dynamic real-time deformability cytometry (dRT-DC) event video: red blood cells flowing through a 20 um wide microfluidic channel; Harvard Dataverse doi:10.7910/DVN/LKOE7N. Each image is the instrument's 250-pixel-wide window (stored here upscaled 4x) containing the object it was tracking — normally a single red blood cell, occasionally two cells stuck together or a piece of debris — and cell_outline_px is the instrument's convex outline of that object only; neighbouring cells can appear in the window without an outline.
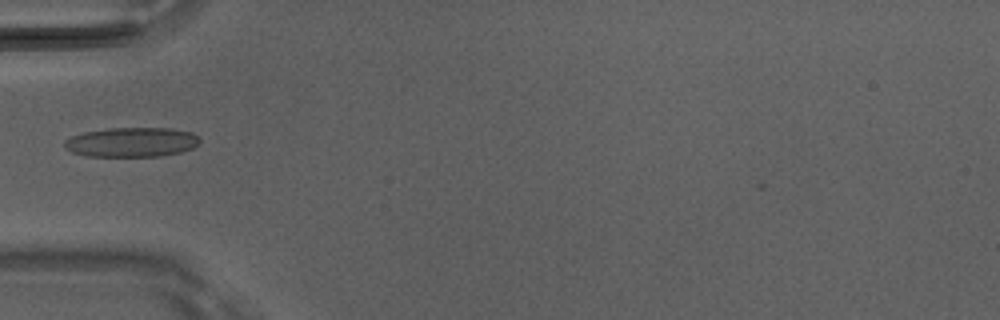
{"species": "Egyptian fruit bat (a non-hibernating species)", "species_latin": "Rousettus aegyptiacus", "temperature_condition": "room temperature", "stored_images_in_passage": 2, "camera_frame_rate_fps": 3000, "um_per_image_px": 0.085, "animal": {"sex": "male"}, "frame": {"image": 1, "passage_image": 1, "time_ms": 0.0, "image_size_px": [1000, 320], "cell_outline_px": [[200, 144], [192, 148], [180, 152], [160, 156], [88, 156], [72, 152], [64, 148], [64, 140], [72, 136], [84, 132], [108, 128], [172, 128], [192, 132], [200, 140]], "centroid_in_image_um": [11.19, 12.08], "position_along_channel_um": 73.8, "area_um2": 23.35}}